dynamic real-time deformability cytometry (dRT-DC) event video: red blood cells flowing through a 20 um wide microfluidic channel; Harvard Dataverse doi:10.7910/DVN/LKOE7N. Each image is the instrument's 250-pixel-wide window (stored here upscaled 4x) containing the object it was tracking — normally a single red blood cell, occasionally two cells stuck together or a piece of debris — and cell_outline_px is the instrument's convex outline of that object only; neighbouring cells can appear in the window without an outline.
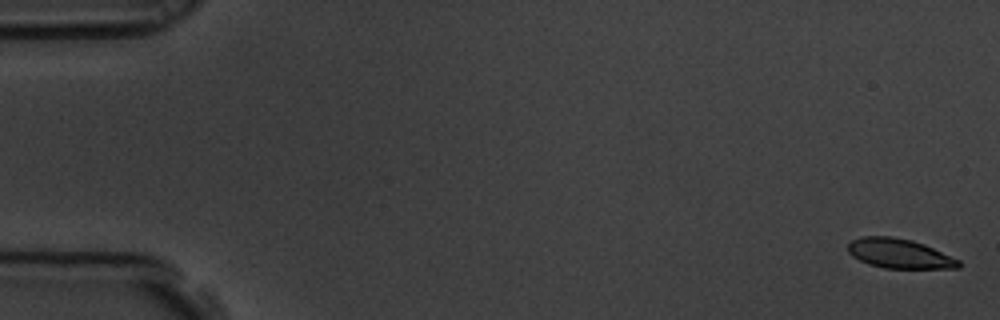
{"species": "common noctule bat (a hibernating species)", "species_latin": "Nyctalus noctula", "temperature_condition": "room temperature", "stored_images_in_passage": 4, "camera_frame_rate_fps": 3000, "um_per_image_px": 0.085, "animal": {"sex": "male", "body_mass_g": 19.5, "forearm_length_mm": 54.6}, "frame": {"image": 1, "passage_image": 1, "time_ms": 0.0, "image_size_px": [1000, 320], "cell_outline_px": [[960, 268], [884, 268], [868, 264], [852, 256], [848, 252], [848, 244], [852, 240], [864, 236], [892, 236], [912, 240], [924, 244], [960, 260]], "centroid_in_image_um": [76.44, 21.55], "position_along_channel_um": 8.6, "area_um2": 19.02}}